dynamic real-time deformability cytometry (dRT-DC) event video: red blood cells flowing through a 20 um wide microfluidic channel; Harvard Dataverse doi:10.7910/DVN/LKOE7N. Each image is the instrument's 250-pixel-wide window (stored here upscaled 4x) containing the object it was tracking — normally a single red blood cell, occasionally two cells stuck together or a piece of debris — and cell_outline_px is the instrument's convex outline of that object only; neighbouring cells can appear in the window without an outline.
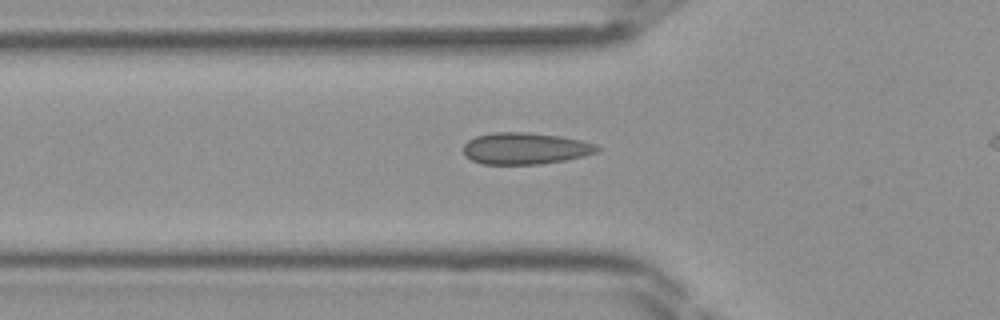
{"species": "Egyptian fruit bat (a non-hibernating species)", "species_latin": "Rousettus aegyptiacus", "temperature_condition": "room temperature", "stored_images_in_passage": 31, "camera_frame_rate_fps": 3000, "um_per_image_px": 0.085, "frame": {"image": 1, "passage_image": 7, "time_ms": 2.0, "image_size_px": [1000, 320], "cell_outline_px": [[604, 148], [596, 152], [584, 156], [564, 160], [540, 164], [484, 164], [472, 160], [464, 156], [464, 144], [468, 140], [476, 136], [492, 132], [528, 132], [560, 136], [580, 140], [596, 144]], "centroid_in_image_um": [44.65, 12.61], "position_along_channel_um": 81.1, "area_um2": 24.8}}
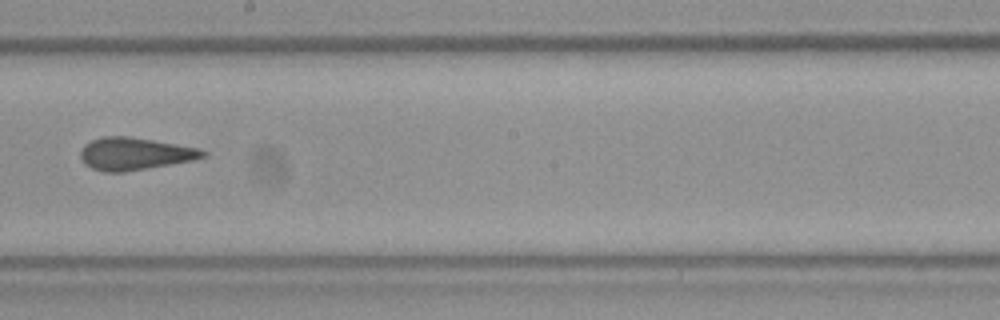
{"frame": {"image": 2, "passage_image": 17, "time_ms": 5.333, "image_size_px": [1000, 320], "cell_outline_px": [[208, 156], [192, 160], [148, 168], [124, 172], [104, 172], [92, 168], [84, 164], [80, 156], [80, 148], [84, 144], [92, 140], [104, 136], [128, 136], [200, 148], [208, 152]], "centroid_in_image_um": [11.44, 13.07], "position_along_channel_um": 236.8, "area_um2": 23.18}}
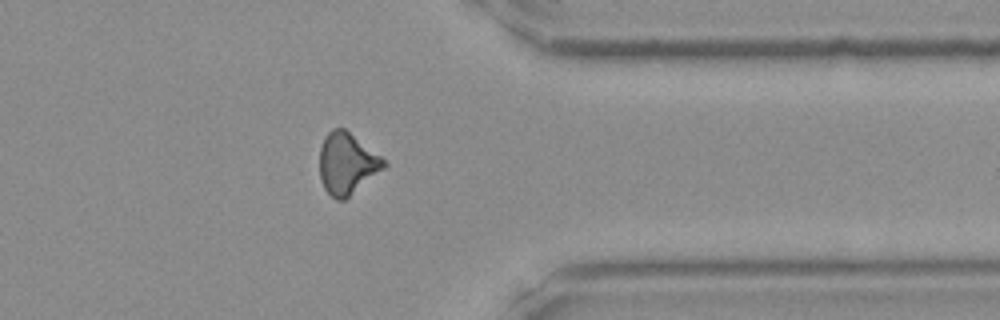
{"frame": {"image": 3, "passage_image": 27, "time_ms": 8.667, "image_size_px": [1000, 320], "cell_outline_px": [[388, 164], [384, 168], [344, 200], [336, 200], [324, 188], [320, 180], [320, 148], [324, 136], [332, 128], [344, 128], [380, 156]], "centroid_in_image_um": [29.46, 13.89], "position_along_channel_um": 381.9, "area_um2": 22.66}}